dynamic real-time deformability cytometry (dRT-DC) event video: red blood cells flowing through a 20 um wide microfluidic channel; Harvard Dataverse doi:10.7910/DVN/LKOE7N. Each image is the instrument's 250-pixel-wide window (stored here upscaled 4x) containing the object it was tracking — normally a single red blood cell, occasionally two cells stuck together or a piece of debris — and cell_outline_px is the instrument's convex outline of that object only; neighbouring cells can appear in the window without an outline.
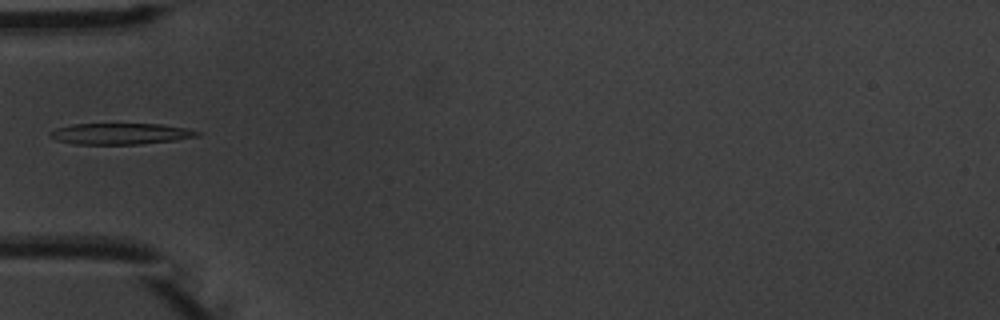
{"species": "common noctule bat (a hibernating species)", "species_latin": "Nyctalus noctula", "temperature_condition": "warm", "stored_images_in_passage": 4, "camera_frame_rate_fps": 3000, "um_per_image_px": 0.085, "animal": {"sex": "male", "body_mass_g": 20.1, "forearm_length_mm": 53.5}, "frame": {"image": 1, "passage_image": 4, "time_ms": 4.667, "image_size_px": [1000, 320], "cell_outline_px": [[200, 136], [176, 140], [140, 144], [76, 144], [56, 140], [48, 136], [48, 132], [56, 128], [72, 124], [160, 124], [188, 128], [200, 132]], "centroid_in_image_um": [10.24, 11.37], "position_along_channel_um": 74.8, "area_um2": 18.26}}